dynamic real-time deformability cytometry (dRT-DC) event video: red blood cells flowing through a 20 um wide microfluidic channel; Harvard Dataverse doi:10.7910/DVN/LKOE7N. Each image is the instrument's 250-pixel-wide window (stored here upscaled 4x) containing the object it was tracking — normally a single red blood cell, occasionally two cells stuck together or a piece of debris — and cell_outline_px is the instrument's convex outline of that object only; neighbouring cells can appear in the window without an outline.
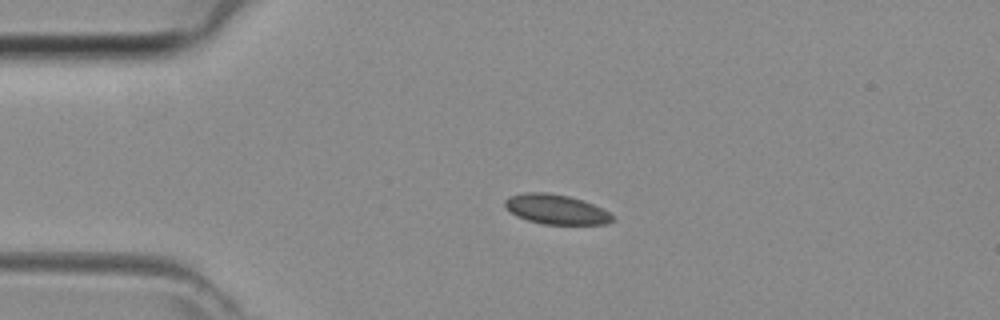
{"species": "common noctule bat (a hibernating species)", "species_latin": "Nyctalus noctula", "temperature_condition": "room temperature", "stored_images_in_passage": 36, "camera_frame_rate_fps": 3000, "um_per_image_px": 0.085, "animal": {"sex": "female", "body_mass_g": 29.2, "forearm_length_mm": 56.3}, "frame": {"image": 1, "passage_image": 7, "time_ms": 2.0, "image_size_px": [1000, 320], "cell_outline_px": [[612, 220], [604, 224], [544, 224], [528, 220], [516, 216], [504, 204], [504, 200], [512, 196], [524, 192], [548, 192], [568, 196], [592, 204], [608, 212], [612, 216]], "centroid_in_image_um": [47.23, 17.79], "position_along_channel_um": 37.8, "area_um2": 18.21}}
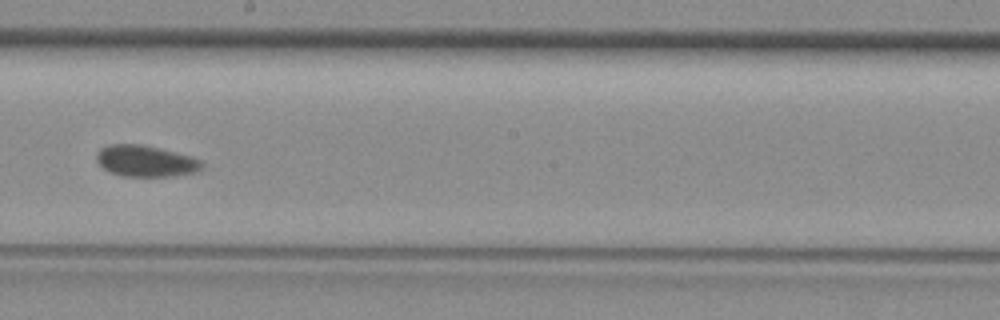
{"frame": {"image": 2, "passage_image": 22, "time_ms": 7.0, "image_size_px": [1000, 320], "cell_outline_px": [[204, 164], [196, 172], [172, 176], [120, 176], [108, 172], [96, 160], [96, 152], [100, 148], [108, 144], [140, 144], [192, 156], [200, 160]], "centroid_in_image_um": [12.34, 13.69], "position_along_channel_um": 235.9, "area_um2": 19.25}}
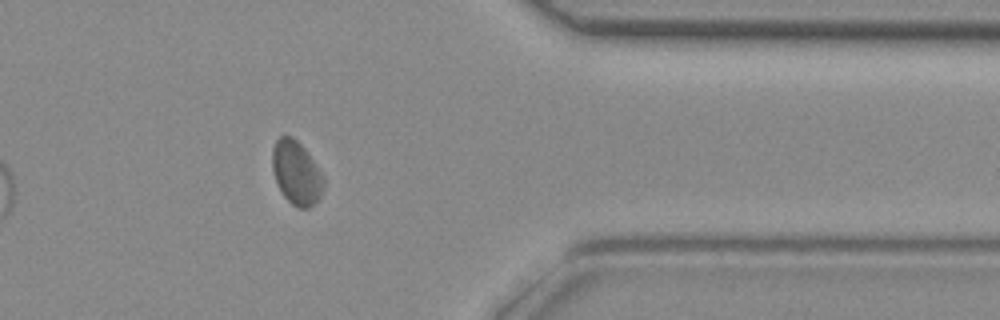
{"frame": {"image": 3, "passage_image": 33, "time_ms": 10.667, "image_size_px": [1000, 320], "cell_outline_px": [[324, 188], [320, 196], [308, 208], [300, 208], [292, 204], [284, 196], [276, 180], [272, 168], [272, 148], [276, 140], [280, 136], [292, 136], [304, 148], [324, 176]], "centroid_in_image_um": [25.19, 14.67], "position_along_channel_um": 386.2, "area_um2": 18.79}}